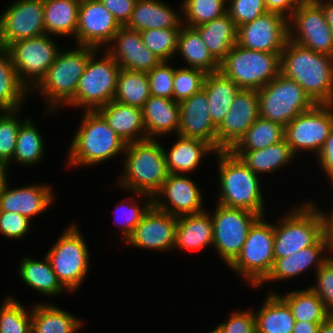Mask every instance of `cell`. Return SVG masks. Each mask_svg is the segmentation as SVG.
<instances>
[{"mask_svg":"<svg viewBox=\"0 0 333 333\" xmlns=\"http://www.w3.org/2000/svg\"><path fill=\"white\" fill-rule=\"evenodd\" d=\"M101 59L96 50L89 58L79 79L74 97L66 104L85 111H96L114 99L117 87L119 64L106 51ZM99 59V60H98Z\"/></svg>","mask_w":333,"mask_h":333,"instance_id":"cell-9","label":"cell"},{"mask_svg":"<svg viewBox=\"0 0 333 333\" xmlns=\"http://www.w3.org/2000/svg\"><path fill=\"white\" fill-rule=\"evenodd\" d=\"M216 206L211 215L213 247L229 266L240 254L248 230L259 215L243 208L227 207L218 203Z\"/></svg>","mask_w":333,"mask_h":333,"instance_id":"cell-13","label":"cell"},{"mask_svg":"<svg viewBox=\"0 0 333 333\" xmlns=\"http://www.w3.org/2000/svg\"><path fill=\"white\" fill-rule=\"evenodd\" d=\"M213 222L206 210L178 217L174 248L204 250L213 246Z\"/></svg>","mask_w":333,"mask_h":333,"instance_id":"cell-30","label":"cell"},{"mask_svg":"<svg viewBox=\"0 0 333 333\" xmlns=\"http://www.w3.org/2000/svg\"><path fill=\"white\" fill-rule=\"evenodd\" d=\"M18 110L0 111V162L6 167L7 172L12 164L13 155L16 148L18 130L21 124L26 120H19Z\"/></svg>","mask_w":333,"mask_h":333,"instance_id":"cell-46","label":"cell"},{"mask_svg":"<svg viewBox=\"0 0 333 333\" xmlns=\"http://www.w3.org/2000/svg\"><path fill=\"white\" fill-rule=\"evenodd\" d=\"M215 330L217 333H256L254 311L248 309L233 312L228 320L218 324Z\"/></svg>","mask_w":333,"mask_h":333,"instance_id":"cell-53","label":"cell"},{"mask_svg":"<svg viewBox=\"0 0 333 333\" xmlns=\"http://www.w3.org/2000/svg\"><path fill=\"white\" fill-rule=\"evenodd\" d=\"M178 217L152 205L125 241L134 248L169 251L173 250Z\"/></svg>","mask_w":333,"mask_h":333,"instance_id":"cell-21","label":"cell"},{"mask_svg":"<svg viewBox=\"0 0 333 333\" xmlns=\"http://www.w3.org/2000/svg\"><path fill=\"white\" fill-rule=\"evenodd\" d=\"M324 217V232L326 235V239L329 242L331 250L333 251V208L330 213L325 214L323 212Z\"/></svg>","mask_w":333,"mask_h":333,"instance_id":"cell-59","label":"cell"},{"mask_svg":"<svg viewBox=\"0 0 333 333\" xmlns=\"http://www.w3.org/2000/svg\"><path fill=\"white\" fill-rule=\"evenodd\" d=\"M45 153V142L38 128L30 118L21 124L16 140V148L12 160L21 165L35 166L40 163Z\"/></svg>","mask_w":333,"mask_h":333,"instance_id":"cell-43","label":"cell"},{"mask_svg":"<svg viewBox=\"0 0 333 333\" xmlns=\"http://www.w3.org/2000/svg\"><path fill=\"white\" fill-rule=\"evenodd\" d=\"M121 25L100 0L80 2L76 43L97 50L108 47ZM104 47V48H103Z\"/></svg>","mask_w":333,"mask_h":333,"instance_id":"cell-18","label":"cell"},{"mask_svg":"<svg viewBox=\"0 0 333 333\" xmlns=\"http://www.w3.org/2000/svg\"><path fill=\"white\" fill-rule=\"evenodd\" d=\"M29 91L18 80L11 56L0 47V110L22 109Z\"/></svg>","mask_w":333,"mask_h":333,"instance_id":"cell-39","label":"cell"},{"mask_svg":"<svg viewBox=\"0 0 333 333\" xmlns=\"http://www.w3.org/2000/svg\"><path fill=\"white\" fill-rule=\"evenodd\" d=\"M30 222L21 214L0 211V233L6 238H23L31 229Z\"/></svg>","mask_w":333,"mask_h":333,"instance_id":"cell-54","label":"cell"},{"mask_svg":"<svg viewBox=\"0 0 333 333\" xmlns=\"http://www.w3.org/2000/svg\"><path fill=\"white\" fill-rule=\"evenodd\" d=\"M83 324L57 305L42 302L31 309V333H76Z\"/></svg>","mask_w":333,"mask_h":333,"instance_id":"cell-32","label":"cell"},{"mask_svg":"<svg viewBox=\"0 0 333 333\" xmlns=\"http://www.w3.org/2000/svg\"><path fill=\"white\" fill-rule=\"evenodd\" d=\"M124 168L116 185L137 195L152 198L168 178L163 146L157 139L126 144Z\"/></svg>","mask_w":333,"mask_h":333,"instance_id":"cell-2","label":"cell"},{"mask_svg":"<svg viewBox=\"0 0 333 333\" xmlns=\"http://www.w3.org/2000/svg\"><path fill=\"white\" fill-rule=\"evenodd\" d=\"M316 284L309 287L323 301L326 310L333 315V256L315 271Z\"/></svg>","mask_w":333,"mask_h":333,"instance_id":"cell-52","label":"cell"},{"mask_svg":"<svg viewBox=\"0 0 333 333\" xmlns=\"http://www.w3.org/2000/svg\"><path fill=\"white\" fill-rule=\"evenodd\" d=\"M209 52L220 63L237 43L238 27L226 13L210 22L194 27Z\"/></svg>","mask_w":333,"mask_h":333,"instance_id":"cell-35","label":"cell"},{"mask_svg":"<svg viewBox=\"0 0 333 333\" xmlns=\"http://www.w3.org/2000/svg\"><path fill=\"white\" fill-rule=\"evenodd\" d=\"M288 29L289 40L312 51L333 56V34L323 8L315 0L298 5L288 18Z\"/></svg>","mask_w":333,"mask_h":333,"instance_id":"cell-15","label":"cell"},{"mask_svg":"<svg viewBox=\"0 0 333 333\" xmlns=\"http://www.w3.org/2000/svg\"><path fill=\"white\" fill-rule=\"evenodd\" d=\"M209 333H217V332H216V330L214 329V330L210 331Z\"/></svg>","mask_w":333,"mask_h":333,"instance_id":"cell-63","label":"cell"},{"mask_svg":"<svg viewBox=\"0 0 333 333\" xmlns=\"http://www.w3.org/2000/svg\"><path fill=\"white\" fill-rule=\"evenodd\" d=\"M82 116L69 146L67 166H94L124 154L126 143L97 111H84Z\"/></svg>","mask_w":333,"mask_h":333,"instance_id":"cell-3","label":"cell"},{"mask_svg":"<svg viewBox=\"0 0 333 333\" xmlns=\"http://www.w3.org/2000/svg\"><path fill=\"white\" fill-rule=\"evenodd\" d=\"M321 323L295 321L292 333H317Z\"/></svg>","mask_w":333,"mask_h":333,"instance_id":"cell-58","label":"cell"},{"mask_svg":"<svg viewBox=\"0 0 333 333\" xmlns=\"http://www.w3.org/2000/svg\"><path fill=\"white\" fill-rule=\"evenodd\" d=\"M44 28L48 35L76 36L79 0H43Z\"/></svg>","mask_w":333,"mask_h":333,"instance_id":"cell-36","label":"cell"},{"mask_svg":"<svg viewBox=\"0 0 333 333\" xmlns=\"http://www.w3.org/2000/svg\"><path fill=\"white\" fill-rule=\"evenodd\" d=\"M331 252L333 253L324 234L312 246L303 248L287 257L275 258L270 274L259 286L266 282H278L279 280H289L293 277H299V275L304 274L309 268L312 269L315 267L313 270L316 271L330 258L328 254ZM324 253H327V255Z\"/></svg>","mask_w":333,"mask_h":333,"instance_id":"cell-25","label":"cell"},{"mask_svg":"<svg viewBox=\"0 0 333 333\" xmlns=\"http://www.w3.org/2000/svg\"><path fill=\"white\" fill-rule=\"evenodd\" d=\"M183 25L196 27L227 13V0H182Z\"/></svg>","mask_w":333,"mask_h":333,"instance_id":"cell-44","label":"cell"},{"mask_svg":"<svg viewBox=\"0 0 333 333\" xmlns=\"http://www.w3.org/2000/svg\"><path fill=\"white\" fill-rule=\"evenodd\" d=\"M105 50L123 69L149 72L162 60L143 43L140 32L121 26Z\"/></svg>","mask_w":333,"mask_h":333,"instance_id":"cell-22","label":"cell"},{"mask_svg":"<svg viewBox=\"0 0 333 333\" xmlns=\"http://www.w3.org/2000/svg\"><path fill=\"white\" fill-rule=\"evenodd\" d=\"M219 173L217 203L234 208H243L264 216V199L259 175L250 170L231 151L215 154Z\"/></svg>","mask_w":333,"mask_h":333,"instance_id":"cell-4","label":"cell"},{"mask_svg":"<svg viewBox=\"0 0 333 333\" xmlns=\"http://www.w3.org/2000/svg\"><path fill=\"white\" fill-rule=\"evenodd\" d=\"M322 8L325 14L326 22L333 34V0H315Z\"/></svg>","mask_w":333,"mask_h":333,"instance_id":"cell-60","label":"cell"},{"mask_svg":"<svg viewBox=\"0 0 333 333\" xmlns=\"http://www.w3.org/2000/svg\"><path fill=\"white\" fill-rule=\"evenodd\" d=\"M284 139V126L259 116L230 151L259 150Z\"/></svg>","mask_w":333,"mask_h":333,"instance_id":"cell-40","label":"cell"},{"mask_svg":"<svg viewBox=\"0 0 333 333\" xmlns=\"http://www.w3.org/2000/svg\"><path fill=\"white\" fill-rule=\"evenodd\" d=\"M203 199L194 180L187 175L169 173L160 191L153 197V205L161 211L181 217L206 210Z\"/></svg>","mask_w":333,"mask_h":333,"instance_id":"cell-19","label":"cell"},{"mask_svg":"<svg viewBox=\"0 0 333 333\" xmlns=\"http://www.w3.org/2000/svg\"><path fill=\"white\" fill-rule=\"evenodd\" d=\"M281 74L296 81L315 104H333V56L288 40L281 53Z\"/></svg>","mask_w":333,"mask_h":333,"instance_id":"cell-1","label":"cell"},{"mask_svg":"<svg viewBox=\"0 0 333 333\" xmlns=\"http://www.w3.org/2000/svg\"><path fill=\"white\" fill-rule=\"evenodd\" d=\"M181 28L150 29L140 31L145 46L162 61H170L176 52Z\"/></svg>","mask_w":333,"mask_h":333,"instance_id":"cell-47","label":"cell"},{"mask_svg":"<svg viewBox=\"0 0 333 333\" xmlns=\"http://www.w3.org/2000/svg\"><path fill=\"white\" fill-rule=\"evenodd\" d=\"M53 41L45 34L17 41L7 48L18 80L29 93L44 78L60 50Z\"/></svg>","mask_w":333,"mask_h":333,"instance_id":"cell-12","label":"cell"},{"mask_svg":"<svg viewBox=\"0 0 333 333\" xmlns=\"http://www.w3.org/2000/svg\"><path fill=\"white\" fill-rule=\"evenodd\" d=\"M308 0H264L268 12H276L289 18L299 4Z\"/></svg>","mask_w":333,"mask_h":333,"instance_id":"cell-57","label":"cell"},{"mask_svg":"<svg viewBox=\"0 0 333 333\" xmlns=\"http://www.w3.org/2000/svg\"><path fill=\"white\" fill-rule=\"evenodd\" d=\"M44 256L41 261L29 256L22 258L19 263V276L25 285L43 295L50 297L59 296L64 291L66 293L68 290L58 280L47 256Z\"/></svg>","mask_w":333,"mask_h":333,"instance_id":"cell-37","label":"cell"},{"mask_svg":"<svg viewBox=\"0 0 333 333\" xmlns=\"http://www.w3.org/2000/svg\"><path fill=\"white\" fill-rule=\"evenodd\" d=\"M7 178L0 186V211L13 212L31 218L45 212L54 201L50 185L33 184L13 188L8 186Z\"/></svg>","mask_w":333,"mask_h":333,"instance_id":"cell-23","label":"cell"},{"mask_svg":"<svg viewBox=\"0 0 333 333\" xmlns=\"http://www.w3.org/2000/svg\"><path fill=\"white\" fill-rule=\"evenodd\" d=\"M259 116L258 91L241 89L217 128V151H230Z\"/></svg>","mask_w":333,"mask_h":333,"instance_id":"cell-20","label":"cell"},{"mask_svg":"<svg viewBox=\"0 0 333 333\" xmlns=\"http://www.w3.org/2000/svg\"><path fill=\"white\" fill-rule=\"evenodd\" d=\"M227 13L237 27L253 22L267 13L264 0H227Z\"/></svg>","mask_w":333,"mask_h":333,"instance_id":"cell-51","label":"cell"},{"mask_svg":"<svg viewBox=\"0 0 333 333\" xmlns=\"http://www.w3.org/2000/svg\"><path fill=\"white\" fill-rule=\"evenodd\" d=\"M96 50L81 45H76V48L69 51L59 50L44 78L32 90L40 93L45 97V101H48L46 114L48 111L56 112L60 106L66 105L74 97L86 64Z\"/></svg>","mask_w":333,"mask_h":333,"instance_id":"cell-5","label":"cell"},{"mask_svg":"<svg viewBox=\"0 0 333 333\" xmlns=\"http://www.w3.org/2000/svg\"><path fill=\"white\" fill-rule=\"evenodd\" d=\"M231 152L257 175L282 169L296 157L286 139L259 150Z\"/></svg>","mask_w":333,"mask_h":333,"instance_id":"cell-34","label":"cell"},{"mask_svg":"<svg viewBox=\"0 0 333 333\" xmlns=\"http://www.w3.org/2000/svg\"><path fill=\"white\" fill-rule=\"evenodd\" d=\"M219 70L241 89L260 90L281 73V54L232 46Z\"/></svg>","mask_w":333,"mask_h":333,"instance_id":"cell-8","label":"cell"},{"mask_svg":"<svg viewBox=\"0 0 333 333\" xmlns=\"http://www.w3.org/2000/svg\"><path fill=\"white\" fill-rule=\"evenodd\" d=\"M288 40V18L276 12H267L253 22L238 27L236 44L252 50L281 54Z\"/></svg>","mask_w":333,"mask_h":333,"instance_id":"cell-17","label":"cell"},{"mask_svg":"<svg viewBox=\"0 0 333 333\" xmlns=\"http://www.w3.org/2000/svg\"><path fill=\"white\" fill-rule=\"evenodd\" d=\"M317 333H333V315H330L324 322L320 324Z\"/></svg>","mask_w":333,"mask_h":333,"instance_id":"cell-61","label":"cell"},{"mask_svg":"<svg viewBox=\"0 0 333 333\" xmlns=\"http://www.w3.org/2000/svg\"><path fill=\"white\" fill-rule=\"evenodd\" d=\"M177 135L204 140L217 150V127L211 119L207 94L203 89L180 102Z\"/></svg>","mask_w":333,"mask_h":333,"instance_id":"cell-24","label":"cell"},{"mask_svg":"<svg viewBox=\"0 0 333 333\" xmlns=\"http://www.w3.org/2000/svg\"><path fill=\"white\" fill-rule=\"evenodd\" d=\"M96 111L126 144L148 139L142 109L112 100Z\"/></svg>","mask_w":333,"mask_h":333,"instance_id":"cell-26","label":"cell"},{"mask_svg":"<svg viewBox=\"0 0 333 333\" xmlns=\"http://www.w3.org/2000/svg\"><path fill=\"white\" fill-rule=\"evenodd\" d=\"M7 174L6 167L0 162V186L3 184L4 180L8 178Z\"/></svg>","mask_w":333,"mask_h":333,"instance_id":"cell-62","label":"cell"},{"mask_svg":"<svg viewBox=\"0 0 333 333\" xmlns=\"http://www.w3.org/2000/svg\"><path fill=\"white\" fill-rule=\"evenodd\" d=\"M142 115L149 139L179 131L180 103L173 99L150 96L142 107Z\"/></svg>","mask_w":333,"mask_h":333,"instance_id":"cell-27","label":"cell"},{"mask_svg":"<svg viewBox=\"0 0 333 333\" xmlns=\"http://www.w3.org/2000/svg\"><path fill=\"white\" fill-rule=\"evenodd\" d=\"M291 211L274 224L275 258L312 246L325 234L323 210L315 202L304 201Z\"/></svg>","mask_w":333,"mask_h":333,"instance_id":"cell-6","label":"cell"},{"mask_svg":"<svg viewBox=\"0 0 333 333\" xmlns=\"http://www.w3.org/2000/svg\"><path fill=\"white\" fill-rule=\"evenodd\" d=\"M203 90L207 94L211 119L218 128L241 88L219 70L207 73Z\"/></svg>","mask_w":333,"mask_h":333,"instance_id":"cell-33","label":"cell"},{"mask_svg":"<svg viewBox=\"0 0 333 333\" xmlns=\"http://www.w3.org/2000/svg\"><path fill=\"white\" fill-rule=\"evenodd\" d=\"M258 103L260 117L284 127L315 105L296 81L281 73L258 90Z\"/></svg>","mask_w":333,"mask_h":333,"instance_id":"cell-11","label":"cell"},{"mask_svg":"<svg viewBox=\"0 0 333 333\" xmlns=\"http://www.w3.org/2000/svg\"><path fill=\"white\" fill-rule=\"evenodd\" d=\"M176 54H180L189 68H197L206 73L219 71L220 63L209 52L199 32L192 27L181 26Z\"/></svg>","mask_w":333,"mask_h":333,"instance_id":"cell-38","label":"cell"},{"mask_svg":"<svg viewBox=\"0 0 333 333\" xmlns=\"http://www.w3.org/2000/svg\"><path fill=\"white\" fill-rule=\"evenodd\" d=\"M333 104H315L285 127V139L295 156L301 151H321L333 127Z\"/></svg>","mask_w":333,"mask_h":333,"instance_id":"cell-14","label":"cell"},{"mask_svg":"<svg viewBox=\"0 0 333 333\" xmlns=\"http://www.w3.org/2000/svg\"><path fill=\"white\" fill-rule=\"evenodd\" d=\"M143 196H144V199L146 198L145 199L146 201L143 203L144 205L143 204L136 205V203H135L136 199L134 198L133 195H131L129 198H124L122 200V203H120L121 204L120 206L116 205L115 213L117 214V216H119L117 219L120 220V221H117V219H116V221H117L118 225L119 224L122 225L121 226L122 230H120V231H121V236H122L121 240L123 242H125L128 239V237L132 234L133 229L141 221L143 215L153 205V198L151 196L145 195V194H143ZM122 214H123V216L121 218Z\"/></svg>","mask_w":333,"mask_h":333,"instance_id":"cell-48","label":"cell"},{"mask_svg":"<svg viewBox=\"0 0 333 333\" xmlns=\"http://www.w3.org/2000/svg\"><path fill=\"white\" fill-rule=\"evenodd\" d=\"M43 0H15L0 16V47L45 35Z\"/></svg>","mask_w":333,"mask_h":333,"instance_id":"cell-16","label":"cell"},{"mask_svg":"<svg viewBox=\"0 0 333 333\" xmlns=\"http://www.w3.org/2000/svg\"><path fill=\"white\" fill-rule=\"evenodd\" d=\"M77 224L67 226L55 244L46 253L58 280L68 290L80 288L90 269V254L84 236Z\"/></svg>","mask_w":333,"mask_h":333,"instance_id":"cell-10","label":"cell"},{"mask_svg":"<svg viewBox=\"0 0 333 333\" xmlns=\"http://www.w3.org/2000/svg\"><path fill=\"white\" fill-rule=\"evenodd\" d=\"M121 26L131 18L137 0H100Z\"/></svg>","mask_w":333,"mask_h":333,"instance_id":"cell-55","label":"cell"},{"mask_svg":"<svg viewBox=\"0 0 333 333\" xmlns=\"http://www.w3.org/2000/svg\"><path fill=\"white\" fill-rule=\"evenodd\" d=\"M0 306V333H31V311L13 296Z\"/></svg>","mask_w":333,"mask_h":333,"instance_id":"cell-45","label":"cell"},{"mask_svg":"<svg viewBox=\"0 0 333 333\" xmlns=\"http://www.w3.org/2000/svg\"><path fill=\"white\" fill-rule=\"evenodd\" d=\"M274 224L259 216L248 230L240 254L228 266L251 287H258L270 274L274 262Z\"/></svg>","mask_w":333,"mask_h":333,"instance_id":"cell-7","label":"cell"},{"mask_svg":"<svg viewBox=\"0 0 333 333\" xmlns=\"http://www.w3.org/2000/svg\"><path fill=\"white\" fill-rule=\"evenodd\" d=\"M280 296L288 303L295 321L322 323L330 316L323 301L309 287Z\"/></svg>","mask_w":333,"mask_h":333,"instance_id":"cell-41","label":"cell"},{"mask_svg":"<svg viewBox=\"0 0 333 333\" xmlns=\"http://www.w3.org/2000/svg\"><path fill=\"white\" fill-rule=\"evenodd\" d=\"M161 0H137L126 27L137 30L181 28L182 13Z\"/></svg>","mask_w":333,"mask_h":333,"instance_id":"cell-28","label":"cell"},{"mask_svg":"<svg viewBox=\"0 0 333 333\" xmlns=\"http://www.w3.org/2000/svg\"><path fill=\"white\" fill-rule=\"evenodd\" d=\"M174 71L169 61H161L147 72L151 96L173 99Z\"/></svg>","mask_w":333,"mask_h":333,"instance_id":"cell-50","label":"cell"},{"mask_svg":"<svg viewBox=\"0 0 333 333\" xmlns=\"http://www.w3.org/2000/svg\"><path fill=\"white\" fill-rule=\"evenodd\" d=\"M317 161L320 165L319 167L325 172L324 174L328 177V181L333 183V127L331 129L330 135L325 141L324 146L317 155Z\"/></svg>","mask_w":333,"mask_h":333,"instance_id":"cell-56","label":"cell"},{"mask_svg":"<svg viewBox=\"0 0 333 333\" xmlns=\"http://www.w3.org/2000/svg\"><path fill=\"white\" fill-rule=\"evenodd\" d=\"M266 297L259 311H254L256 333H292L295 319L288 303L273 291Z\"/></svg>","mask_w":333,"mask_h":333,"instance_id":"cell-31","label":"cell"},{"mask_svg":"<svg viewBox=\"0 0 333 333\" xmlns=\"http://www.w3.org/2000/svg\"><path fill=\"white\" fill-rule=\"evenodd\" d=\"M207 73L197 68H176L173 79V100L182 102L203 89Z\"/></svg>","mask_w":333,"mask_h":333,"instance_id":"cell-49","label":"cell"},{"mask_svg":"<svg viewBox=\"0 0 333 333\" xmlns=\"http://www.w3.org/2000/svg\"><path fill=\"white\" fill-rule=\"evenodd\" d=\"M165 162L171 174L190 173L196 170L203 157L217 150L209 143L198 138H185L177 135V141L167 151L163 147Z\"/></svg>","mask_w":333,"mask_h":333,"instance_id":"cell-29","label":"cell"},{"mask_svg":"<svg viewBox=\"0 0 333 333\" xmlns=\"http://www.w3.org/2000/svg\"><path fill=\"white\" fill-rule=\"evenodd\" d=\"M150 96L147 73L121 68L114 101L142 109Z\"/></svg>","mask_w":333,"mask_h":333,"instance_id":"cell-42","label":"cell"}]
</instances>
